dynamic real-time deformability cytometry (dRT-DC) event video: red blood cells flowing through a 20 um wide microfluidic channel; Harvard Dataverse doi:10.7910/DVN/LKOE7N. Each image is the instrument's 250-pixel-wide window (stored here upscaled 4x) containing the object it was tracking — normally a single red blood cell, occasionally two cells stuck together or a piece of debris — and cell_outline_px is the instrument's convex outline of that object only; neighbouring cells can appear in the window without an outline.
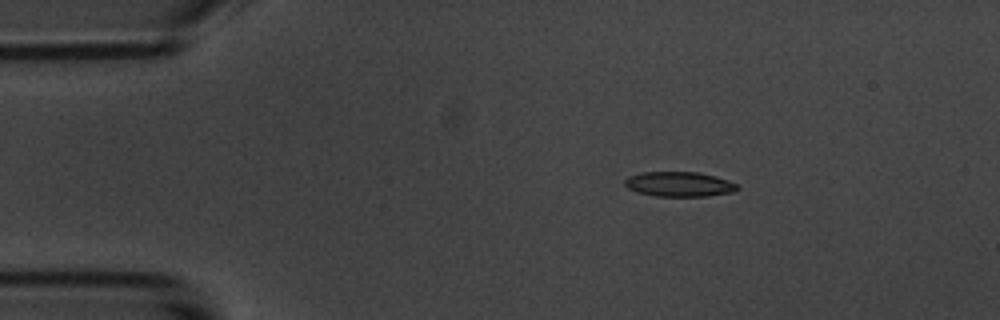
{"species": "common noctule bat (a hibernating species)", "species_latin": "Nyctalus noctula", "temperature_condition": "room temperature", "stored_images_in_passage": 2, "camera_frame_rate_fps": 3000, "um_per_image_px": 0.085, "animal": {"sex": "male", "body_mass_g": 20.1, "forearm_length_mm": 53.5}, "frame": {"image": 1, "passage_image": 1, "time_ms": 0.0, "image_size_px": [1000, 320], "cell_outline_px": [[740, 188], [736, 192], [708, 196], [656, 196], [636, 192], [628, 188], [624, 184], [624, 180], [628, 176], [640, 172], [700, 172], [716, 176], [728, 180], [736, 184]], "centroid_in_image_um": [57.74, 15.65], "position_along_channel_um": 27.3, "area_um2": 16.53}}